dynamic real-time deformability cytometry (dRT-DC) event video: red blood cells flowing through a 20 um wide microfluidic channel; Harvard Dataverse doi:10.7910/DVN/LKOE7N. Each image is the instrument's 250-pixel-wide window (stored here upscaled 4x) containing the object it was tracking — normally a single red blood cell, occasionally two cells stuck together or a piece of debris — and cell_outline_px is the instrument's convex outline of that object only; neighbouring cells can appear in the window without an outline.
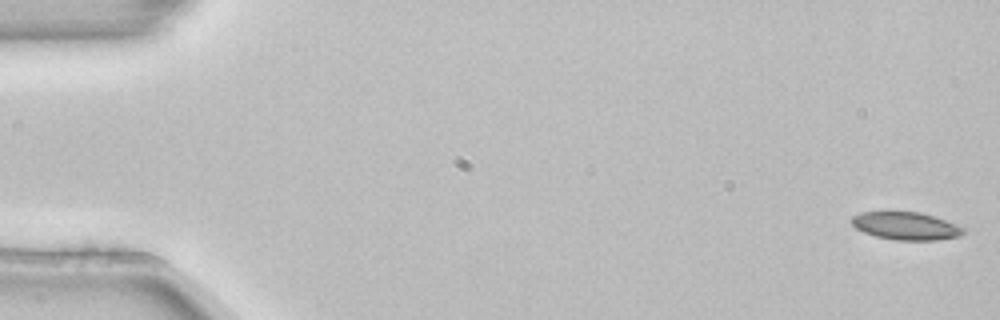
{"species": "common noctule bat (a hibernating species)", "species_latin": "Nyctalus noctula", "temperature_condition": "room temperature", "stored_images_in_passage": 4, "camera_frame_rate_fps": 3000, "um_per_image_px": 0.085, "animal": {"sex": "female", "body_mass_g": 22.7, "forearm_length_mm": 54.2}, "frame": {"image": 1, "passage_image": 1, "time_ms": 0.0, "image_size_px": [1000, 320], "cell_outline_px": [[964, 232], [960, 236], [936, 240], [896, 240], [876, 236], [864, 232], [856, 228], [852, 224], [852, 216], [860, 212], [920, 212], [956, 224], [964, 228]], "centroid_in_image_um": [76.99, 19.21], "position_along_channel_um": 8.0, "area_um2": 17.86}}